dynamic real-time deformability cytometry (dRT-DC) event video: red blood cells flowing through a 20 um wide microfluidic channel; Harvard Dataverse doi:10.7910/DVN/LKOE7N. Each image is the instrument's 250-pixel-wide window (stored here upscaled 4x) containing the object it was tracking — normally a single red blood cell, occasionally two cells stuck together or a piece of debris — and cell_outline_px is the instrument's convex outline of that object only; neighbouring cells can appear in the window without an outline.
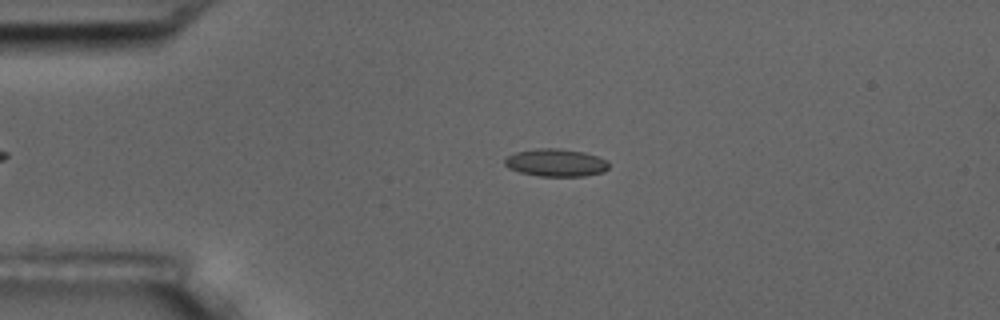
{"species": "common noctule bat (a hibernating species)", "species_latin": "Nyctalus noctula", "temperature_condition": "room temperature", "stored_images_in_passage": 57, "camera_frame_rate_fps": 3000, "um_per_image_px": 0.085, "animal": {"sex": "male", "body_mass_g": 17.5, "forearm_length_mm": 52.3}, "frame": {"image": 1, "passage_image": 13, "time_ms": 4.0, "image_size_px": [1000, 320], "cell_outline_px": [[608, 168], [604, 172], [584, 176], [540, 176], [520, 172], [508, 168], [504, 164], [504, 160], [508, 156], [516, 152], [536, 148], [560, 148], [584, 152], [608, 160]], "centroid_in_image_um": [47.25, 13.82], "position_along_channel_um": 37.7, "area_um2": 16.82}}
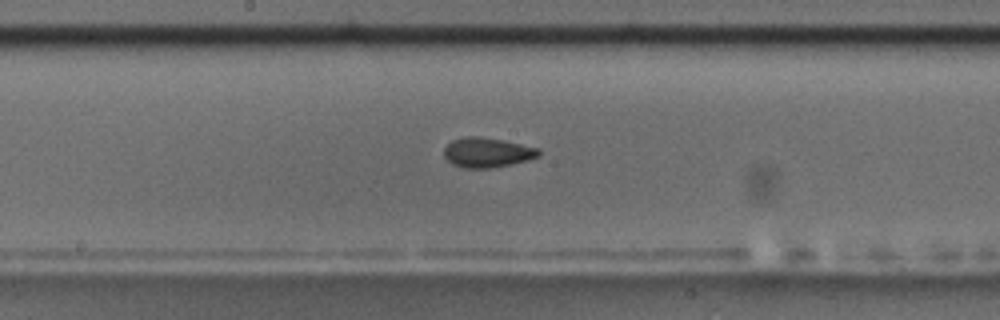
{"frame": {"image": 2, "passage_image": 30, "time_ms": 9.667, "image_size_px": [1000, 320], "cell_outline_px": [[540, 156], [528, 160], [512, 164], [492, 168], [464, 168], [452, 164], [444, 156], [444, 148], [452, 140], [464, 136], [480, 136], [504, 140], [540, 148]], "centroid_in_image_um": [41.43, 12.95], "position_along_channel_um": 206.8, "area_um2": 16.65}}
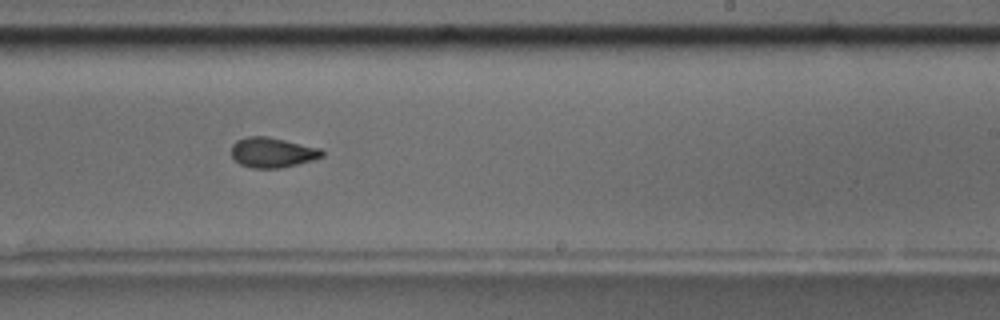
{"frame": {"image": 3, "passage_image": 35, "time_ms": 11.333, "image_size_px": [1000, 320], "cell_outline_px": [[324, 156], [312, 160], [280, 168], [252, 168], [240, 164], [232, 156], [232, 144], [236, 140], [248, 136], [268, 136], [320, 148], [324, 152]], "centroid_in_image_um": [23.15, 12.95], "position_along_channel_um": 265.9, "area_um2": 15.84}, "authors_computed_cell_mechanics": {"area_um2": 16.0106, "velocity_mm_per_s": 3.5549, "shape_relaxation_time_tau1_ms": 7.0075, "shape_relaxation_time_tau2_ms": 3.3241, "deformation_change_tau1": 0.1563, "deformation_change_tau2": 0.0859}}